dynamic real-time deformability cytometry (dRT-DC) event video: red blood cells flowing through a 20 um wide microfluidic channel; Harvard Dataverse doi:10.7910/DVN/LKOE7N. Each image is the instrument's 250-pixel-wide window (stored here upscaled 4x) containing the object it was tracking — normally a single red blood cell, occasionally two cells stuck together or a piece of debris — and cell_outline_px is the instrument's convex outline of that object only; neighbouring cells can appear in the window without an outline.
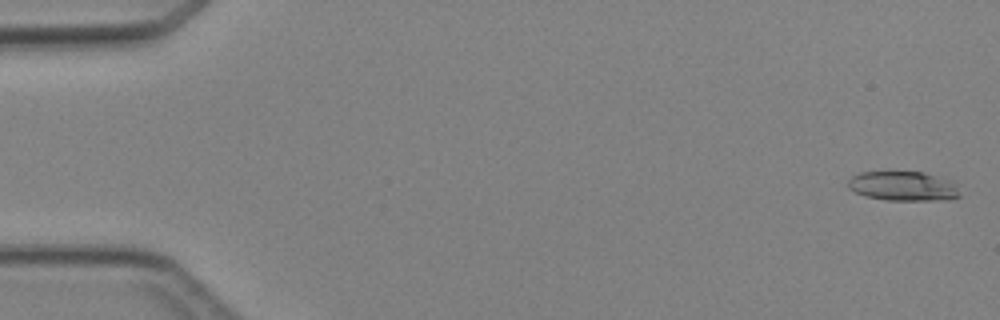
{"species": "Egyptian fruit bat (a non-hibernating species)", "species_latin": "Rousettus aegyptiacus", "temperature_condition": "cold", "stored_images_in_passage": 4, "camera_frame_rate_fps": 3000, "um_per_image_px": 0.085, "animal": {"sex": "female"}, "frame": {"image": 1, "passage_image": 1, "time_ms": 0.0, "image_size_px": [1000, 320], "cell_outline_px": [[960, 196], [948, 200], [884, 200], [864, 196], [848, 188], [848, 180], [852, 176], [860, 172], [888, 168], [924, 172], [952, 180]], "centroid_in_image_um": [76.71, 15.76], "position_along_channel_um": 8.3, "area_um2": 20.17}}
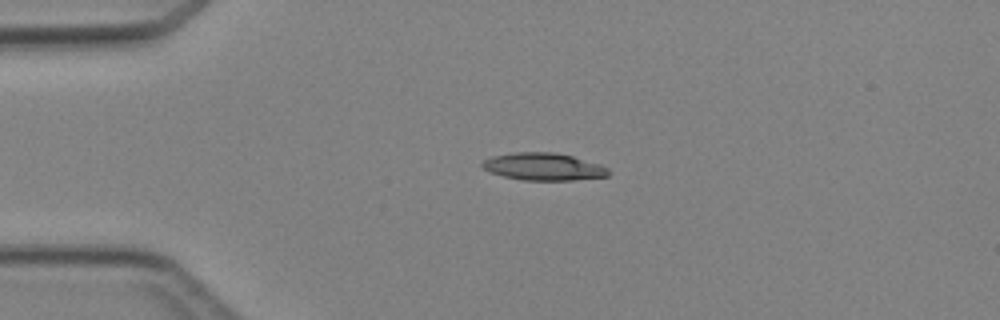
{"frame": {"image": 2, "passage_image": 3, "time_ms": 3.333, "image_size_px": [1000, 320], "cell_outline_px": [[608, 176], [572, 180], [524, 180], [504, 176], [492, 172], [484, 168], [480, 164], [484, 160], [492, 156], [516, 152], [552, 152], [572, 156], [600, 164], [608, 168]], "centroid_in_image_um": [46.2, 14.16], "position_along_channel_um": 38.8, "area_um2": 19.88}}